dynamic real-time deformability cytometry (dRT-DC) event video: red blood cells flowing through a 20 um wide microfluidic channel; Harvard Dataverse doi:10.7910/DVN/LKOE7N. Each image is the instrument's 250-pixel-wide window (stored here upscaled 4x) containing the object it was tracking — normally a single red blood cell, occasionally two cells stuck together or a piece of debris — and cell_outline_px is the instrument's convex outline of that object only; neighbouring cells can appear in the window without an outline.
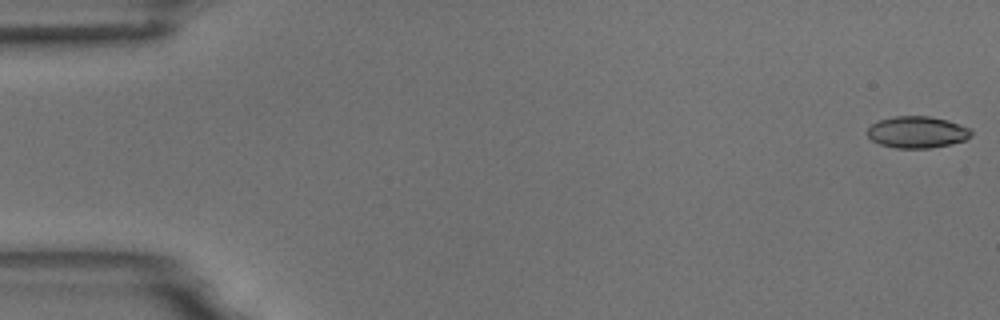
{"species": "common noctule bat (a hibernating species)", "species_latin": "Nyctalus noctula", "temperature_condition": "room temperature", "stored_images_in_passage": 5, "camera_frame_rate_fps": 3000, "um_per_image_px": 0.085, "animal": {"sex": "male", "body_mass_g": 18.8}, "frame": {"image": 1, "passage_image": 1, "time_ms": 0.0, "image_size_px": [1000, 320], "cell_outline_px": [[972, 136], [964, 140], [952, 144], [928, 148], [896, 148], [880, 144], [872, 140], [868, 136], [868, 128], [872, 124], [880, 120], [892, 116], [928, 116], [948, 120], [960, 124], [968, 128], [972, 132]], "centroid_in_image_um": [77.97, 11.23], "position_along_channel_um": 7.0, "area_um2": 19.13}}
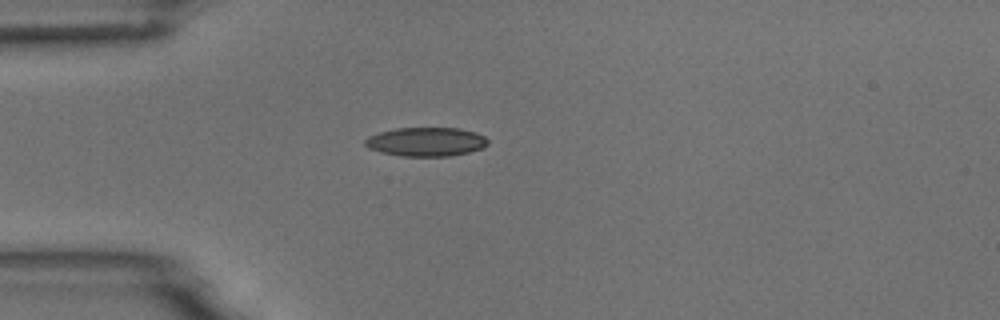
{"frame": {"image": 2, "passage_image": 5, "time_ms": 4.667, "image_size_px": [1000, 320], "cell_outline_px": [[488, 144], [480, 148], [468, 152], [452, 156], [400, 156], [380, 152], [368, 148], [364, 144], [364, 140], [368, 136], [380, 132], [396, 128], [460, 128], [476, 132], [484, 136], [488, 140]], "centroid_in_image_um": [36.19, 12.05], "position_along_channel_um": 48.8, "area_um2": 20.75}}